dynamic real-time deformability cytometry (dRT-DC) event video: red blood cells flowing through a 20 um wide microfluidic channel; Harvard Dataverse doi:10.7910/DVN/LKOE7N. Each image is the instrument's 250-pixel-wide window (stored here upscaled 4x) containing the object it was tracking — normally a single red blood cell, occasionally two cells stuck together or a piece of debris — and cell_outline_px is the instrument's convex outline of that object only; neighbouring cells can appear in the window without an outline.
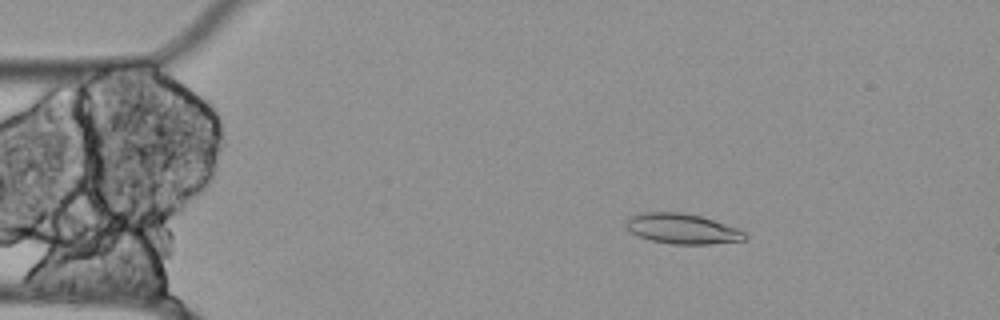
{"species": "Egyptian fruit bat (a non-hibernating species)", "species_latin": "Rousettus aegyptiacus", "temperature_condition": "cold", "stored_images_in_passage": 56, "camera_frame_rate_fps": 3000, "um_per_image_px": 0.085, "animal": {"sex": "female"}, "frame": {"image": 1, "passage_image": 10, "time_ms": 3.0, "image_size_px": [1000, 320], "cell_outline_px": [[748, 236], [744, 240], [708, 244], [672, 244], [652, 240], [640, 236], [632, 232], [624, 224], [628, 216], [636, 212], [684, 212], [700, 216], [736, 228], [744, 232]], "centroid_in_image_um": [57.94, 19.42], "position_along_channel_um": 27.1, "area_um2": 20.81}}
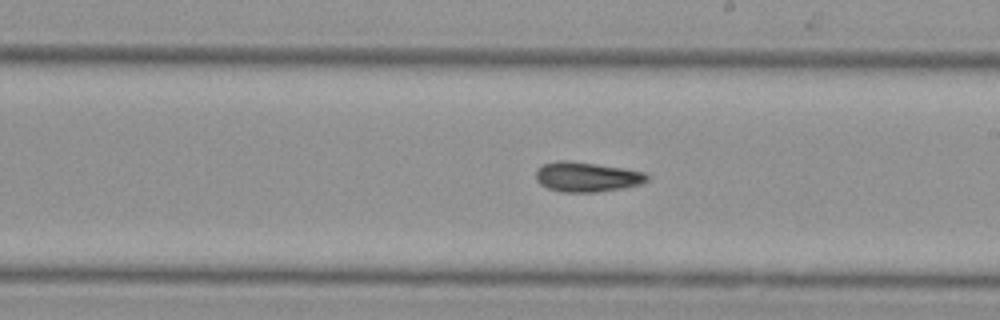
{"frame": {"image": 2, "passage_image": 32, "time_ms": 10.333, "image_size_px": [1000, 320], "cell_outline_px": [[648, 180], [640, 184], [620, 188], [596, 192], [560, 192], [548, 188], [540, 184], [536, 180], [536, 168], [540, 164], [556, 160], [568, 160], [624, 168], [644, 172], [648, 176]], "centroid_in_image_um": [49.81, 15.02], "position_along_channel_um": 239.2, "area_um2": 19.42}}
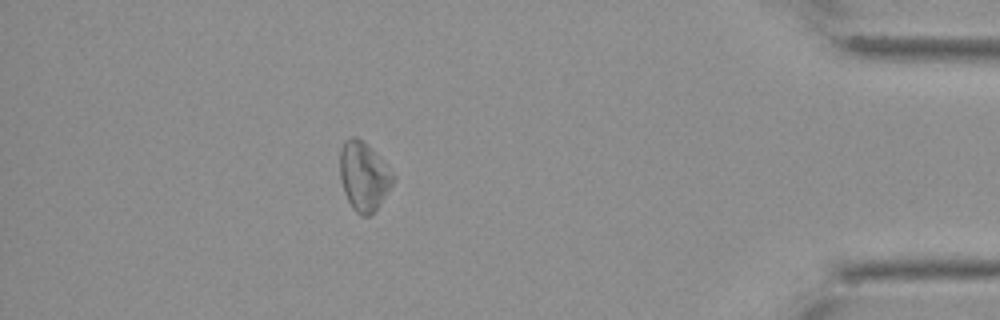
{"frame": {"image": 3, "passage_image": 50, "time_ms": 16.333, "image_size_px": [1000, 320], "cell_outline_px": [[396, 180], [380, 204], [368, 216], [360, 216], [352, 208], [344, 192], [340, 180], [340, 152], [344, 140], [352, 136], [356, 136], [372, 148], [376, 152], [396, 176]], "centroid_in_image_um": [30.93, 14.97], "position_along_channel_um": 404.3, "area_um2": 21.5}}